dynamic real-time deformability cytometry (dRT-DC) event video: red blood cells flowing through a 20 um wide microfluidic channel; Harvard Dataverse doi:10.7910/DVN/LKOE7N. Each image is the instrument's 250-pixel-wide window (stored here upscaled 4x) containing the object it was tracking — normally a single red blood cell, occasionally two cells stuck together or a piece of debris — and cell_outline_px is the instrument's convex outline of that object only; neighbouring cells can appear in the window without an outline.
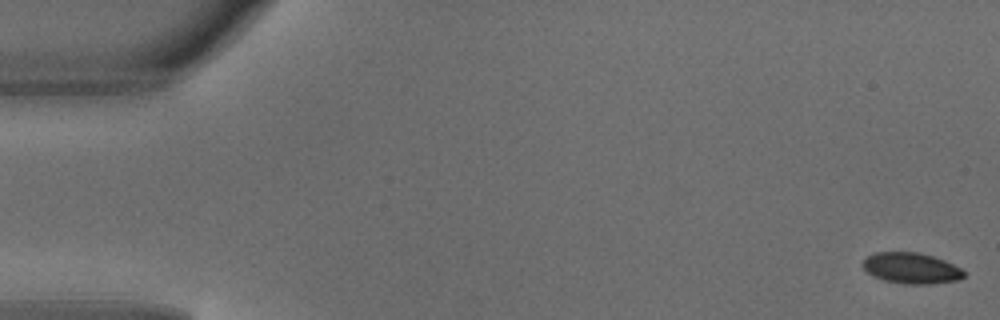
{"species": "common noctule bat (a hibernating species)", "species_latin": "Nyctalus noctula", "temperature_condition": "warm", "stored_images_in_passage": 6, "camera_frame_rate_fps": 3000, "um_per_image_px": 0.085, "animal": {"sex": "male", "body_mass_g": 18.8}, "frame": {"image": 1, "passage_image": 1, "time_ms": 0.0, "image_size_px": [1000, 320], "cell_outline_px": [[964, 276], [956, 280], [928, 284], [904, 284], [884, 280], [872, 276], [864, 268], [864, 260], [872, 252], [920, 252], [944, 260], [960, 268], [964, 272]], "centroid_in_image_um": [77.43, 22.79], "position_along_channel_um": 7.6, "area_um2": 18.03}}